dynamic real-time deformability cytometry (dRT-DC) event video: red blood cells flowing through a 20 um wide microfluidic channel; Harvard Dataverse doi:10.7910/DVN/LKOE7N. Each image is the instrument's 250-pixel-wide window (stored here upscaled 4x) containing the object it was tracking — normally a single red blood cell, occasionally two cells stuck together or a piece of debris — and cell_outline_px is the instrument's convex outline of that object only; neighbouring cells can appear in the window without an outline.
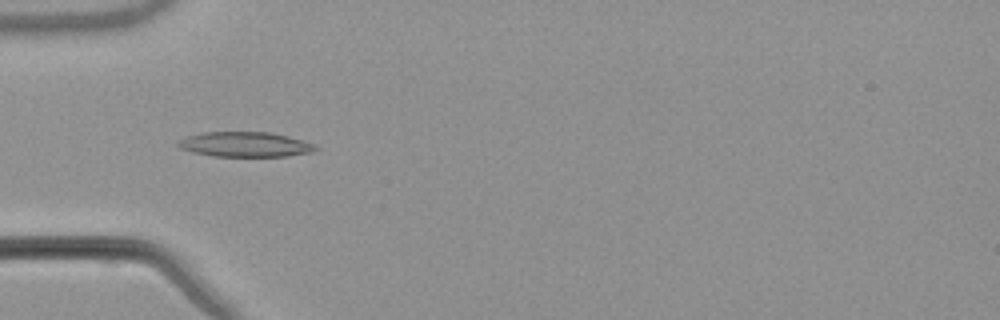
{"species": "common noctule bat (a hibernating species)", "species_latin": "Nyctalus noctula", "temperature_condition": "warm", "stored_images_in_passage": 54, "camera_frame_rate_fps": 3000, "um_per_image_px": 0.085, "animal": {"sex": "male", "body_mass_g": 21.5, "forearm_length_mm": 52.0}, "frame": {"image": 1, "passage_image": 18, "time_ms": 5.667, "image_size_px": [1000, 320], "cell_outline_px": [[320, 148], [312, 152], [288, 156], [212, 156], [192, 152], [180, 148], [176, 144], [176, 140], [200, 132], [272, 132], [288, 136], [312, 144]], "centroid_in_image_um": [20.78, 12.27], "position_along_channel_um": 64.2, "area_um2": 20.06}}
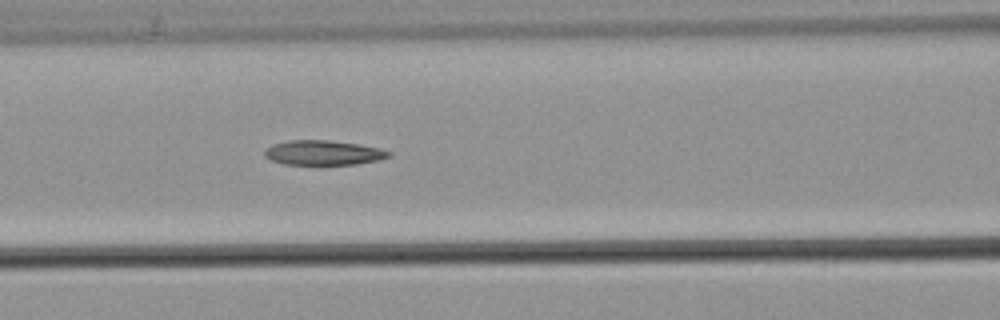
{"frame": {"image": 2, "passage_image": 24, "time_ms": 7.667, "image_size_px": [1000, 320], "cell_outline_px": [[392, 156], [376, 160], [356, 164], [320, 168], [316, 168], [284, 164], [272, 160], [264, 156], [264, 148], [272, 144], [288, 140], [328, 140], [360, 144], [380, 148], [392, 152]], "centroid_in_image_um": [27.45, 13.03], "position_along_channel_um": 139.1, "area_um2": 19.02}}
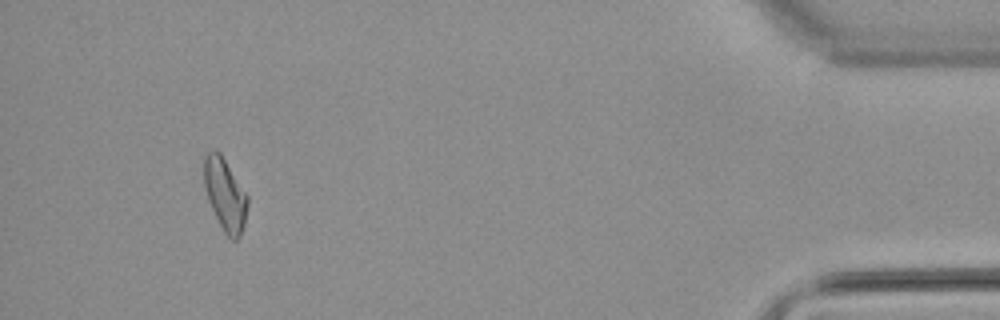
{"frame": {"image": 3, "passage_image": 51, "time_ms": 16.667, "image_size_px": [1000, 320], "cell_outline_px": [[248, 204], [244, 224], [240, 236], [236, 240], [232, 240], [224, 232], [208, 200], [204, 184], [204, 156], [212, 148], [216, 148], [220, 152], [248, 196]], "centroid_in_image_um": [19.12, 16.5], "position_along_channel_um": 416.1, "area_um2": 18.21}, "authors_computed_cell_mechanics": {"area_um2": 18.6694, "velocity_mm_per_s": 3.8286, "shape_relaxation_time_tau1_ms": null, "shape_relaxation_time_tau2_ms": 7.4875, "deformation_change_tau1": null, "deformation_change_tau2": 0.1931}}